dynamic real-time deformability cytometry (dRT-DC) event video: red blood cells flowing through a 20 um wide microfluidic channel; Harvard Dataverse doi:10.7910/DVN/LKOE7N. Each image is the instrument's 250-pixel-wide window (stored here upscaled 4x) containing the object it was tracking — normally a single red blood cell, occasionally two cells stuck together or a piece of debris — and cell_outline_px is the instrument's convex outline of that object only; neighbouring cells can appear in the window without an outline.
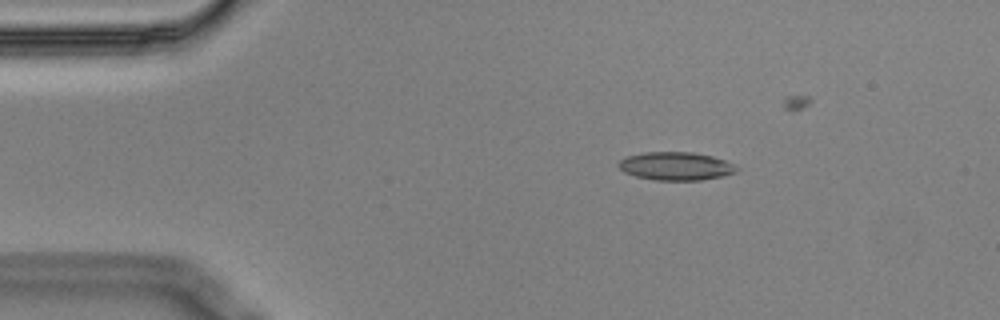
{"species": "Egyptian fruit bat (a non-hibernating species)", "species_latin": "Rousettus aegyptiacus", "temperature_condition": "cold", "stored_images_in_passage": 43, "camera_frame_rate_fps": 3000, "um_per_image_px": 0.085, "animal": {"sex": "male"}, "frame": {"image": 1, "passage_image": 8, "time_ms": 2.333, "image_size_px": [1000, 320], "cell_outline_px": [[740, 168], [736, 172], [720, 176], [700, 180], [656, 180], [636, 176], [624, 172], [616, 164], [624, 156], [644, 152], [692, 152], [712, 156], [736, 164]], "centroid_in_image_um": [57.43, 14.11], "position_along_channel_um": 27.6, "area_um2": 19.48}}
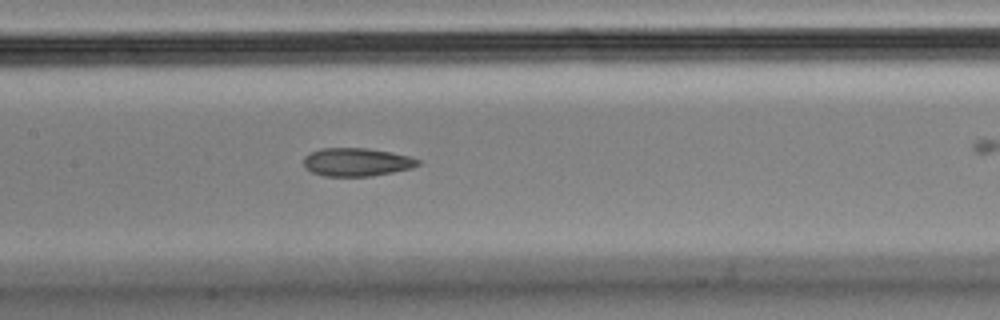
{"frame": {"image": 2, "passage_image": 25, "time_ms": 8.0, "image_size_px": [1000, 320], "cell_outline_px": [[420, 164], [412, 168], [372, 176], [324, 176], [312, 172], [304, 168], [304, 156], [308, 152], [320, 148], [368, 148], [392, 152], [408, 156], [420, 160]], "centroid_in_image_um": [30.28, 13.77], "position_along_channel_um": 177.1, "area_um2": 18.96}}
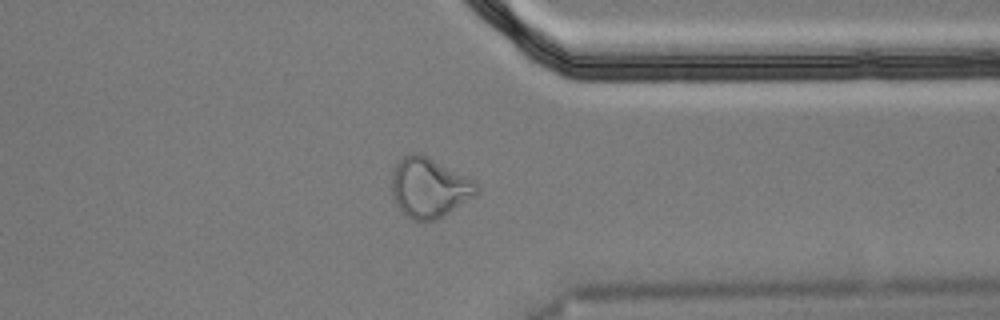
{"frame": {"image": 3, "passage_image": 42, "time_ms": 13.667, "image_size_px": [1000, 320], "cell_outline_px": [[480, 188], [472, 196], [436, 220], [412, 220], [400, 208], [392, 196], [392, 172], [396, 164], [404, 156], [412, 152], [420, 152], [476, 180]], "centroid_in_image_um": [36.48, 15.9], "position_along_channel_um": 374.9, "area_um2": 29.3}}